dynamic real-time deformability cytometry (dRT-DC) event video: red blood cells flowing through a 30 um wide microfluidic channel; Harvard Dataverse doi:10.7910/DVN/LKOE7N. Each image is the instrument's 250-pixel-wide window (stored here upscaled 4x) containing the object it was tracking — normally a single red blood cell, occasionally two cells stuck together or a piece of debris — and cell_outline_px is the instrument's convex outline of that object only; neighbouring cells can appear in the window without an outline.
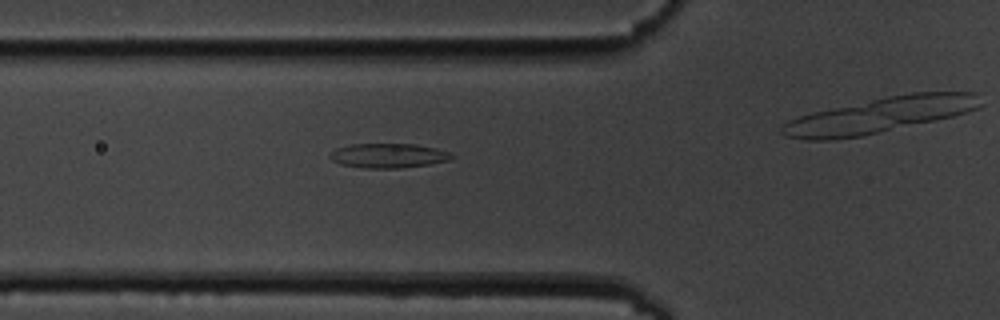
{"species": "common noctule bat (a hibernating species)", "species_latin": "Nyctalus noctula", "temperature_condition": "cold", "stored_images_in_passage": 7, "camera_frame_rate_fps": 3000, "um_per_image_px": 0.085, "animal": {"sex": "male", "body_mass_g": 19.5, "forearm_length_mm": 54.6}, "frame": {"image": 1, "passage_image": 6, "time_ms": 6.667, "image_size_px": [1000, 320], "cell_outline_px": [[456, 156], [452, 160], [428, 164], [400, 168], [364, 168], [340, 164], [332, 160], [328, 156], [328, 152], [336, 148], [352, 144], [416, 144], [436, 148], [448, 152]], "centroid_in_image_um": [33.0, 13.23], "position_along_channel_um": 92.8, "area_um2": 17.51}}